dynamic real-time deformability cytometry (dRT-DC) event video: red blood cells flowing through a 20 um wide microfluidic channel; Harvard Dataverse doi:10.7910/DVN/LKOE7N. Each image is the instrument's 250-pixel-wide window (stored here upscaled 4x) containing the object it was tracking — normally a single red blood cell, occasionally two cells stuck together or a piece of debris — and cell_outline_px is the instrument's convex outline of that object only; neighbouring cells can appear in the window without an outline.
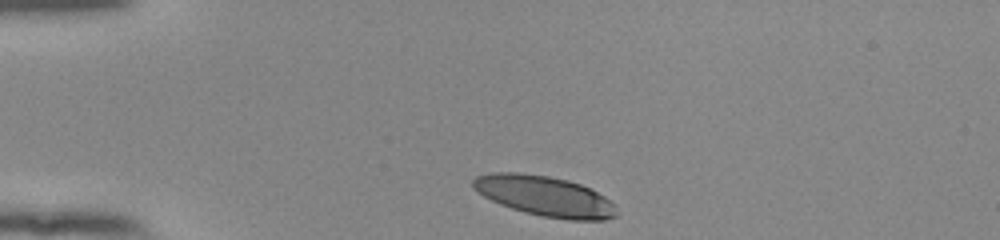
{"species": "human", "species_latin": "Homo sapiens", "temperature_condition": "room temperature", "stored_images_in_passage": 34, "camera_frame_rate_fps": 3000, "um_per_image_px": 0.085, "donor": {"sex": "female"}, "frame": {"image": 1, "passage_image": 1, "time_ms": 0.0, "image_size_px": [1000, 240], "cell_outline_px": [[616, 216], [604, 220], [568, 220], [544, 216], [524, 212], [500, 204], [484, 196], [472, 188], [472, 180], [476, 176], [492, 172], [516, 172], [548, 176], [568, 180], [580, 184], [604, 196], [616, 204]], "centroid_in_image_um": [46.3, 16.66], "position_along_channel_um": 38.7, "area_um2": 33.58}}
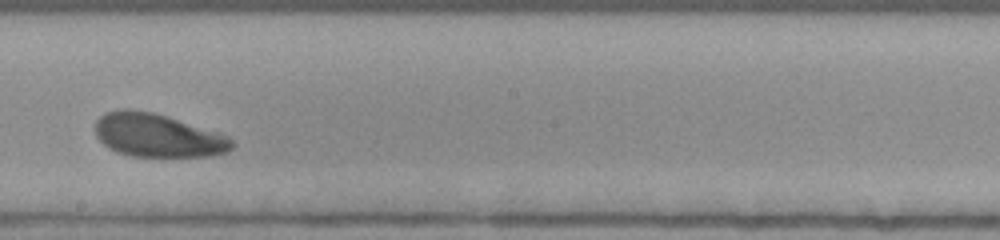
{"frame": {"image": 2, "passage_image": 20, "time_ms": 6.333, "image_size_px": [1000, 240], "cell_outline_px": [[236, 144], [228, 152], [208, 156], [132, 156], [116, 152], [108, 148], [96, 136], [96, 120], [104, 112], [120, 108], [128, 108], [152, 112], [216, 132], [228, 136]], "centroid_in_image_um": [13.36, 11.51], "position_along_channel_um": 234.8, "area_um2": 34.39}}
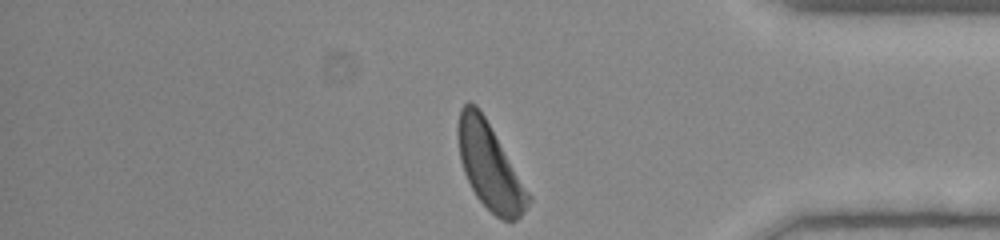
{"frame": {"image": 3, "passage_image": 34, "time_ms": 11.0, "image_size_px": [1000, 240], "cell_outline_px": [[532, 200], [520, 216], [516, 220], [500, 220], [476, 196], [464, 172], [460, 160], [456, 132], [456, 128], [460, 108], [468, 100], [476, 104], [484, 116], [532, 196]], "centroid_in_image_um": [41.61, 14.11], "position_along_channel_um": 393.6, "area_um2": 35.03}, "authors_computed_cell_mechanics": {"area_um2": 35.1713, "velocity_mm_per_s": 3.819, "shape_relaxation_time_tau1_ms": 2.0293, "shape_relaxation_time_tau2_ms": 11.069, "deformation_change_tau1": 0.1074, "deformation_change_tau2": 0.2377}}